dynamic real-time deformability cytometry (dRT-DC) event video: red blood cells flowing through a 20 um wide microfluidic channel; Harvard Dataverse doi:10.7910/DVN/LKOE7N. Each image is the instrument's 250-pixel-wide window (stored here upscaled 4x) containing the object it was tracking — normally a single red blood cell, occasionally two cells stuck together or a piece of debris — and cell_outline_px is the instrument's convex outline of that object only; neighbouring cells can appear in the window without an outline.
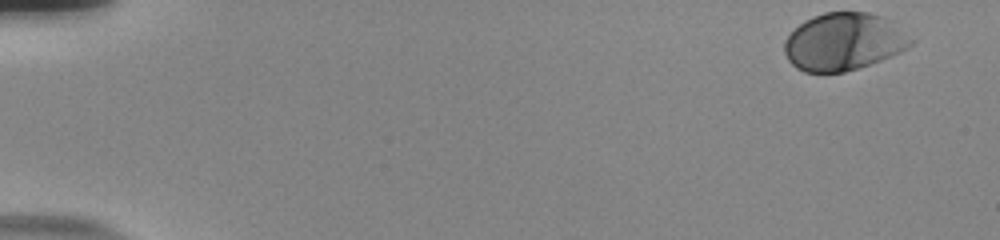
{"species": "human", "species_latin": "Homo sapiens", "temperature_condition": "room temperature", "stored_images_in_passage": 54, "camera_frame_rate_fps": 3000, "um_per_image_px": 0.085, "donor": {"sex": "male"}, "frame": {"image": 1, "passage_image": 1, "time_ms": 0.0, "image_size_px": [1000, 240], "cell_outline_px": [[916, 40], [912, 44], [900, 52], [880, 60], [844, 72], [804, 72], [796, 68], [788, 60], [784, 52], [784, 40], [804, 20], [812, 16], [824, 12], [868, 12], [884, 16]], "centroid_in_image_um": [71.71, 3.53], "position_along_channel_um": 13.3, "area_um2": 42.31}}
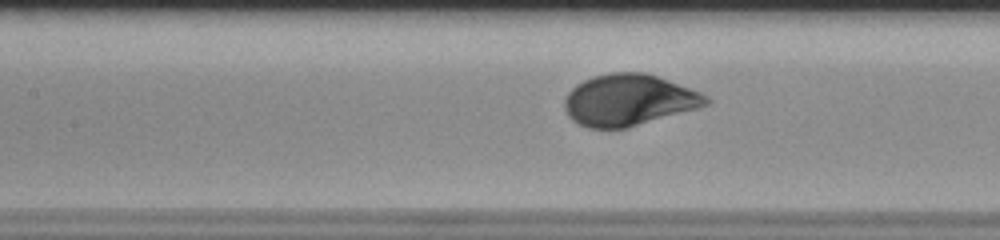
{"frame": {"image": 2, "passage_image": 25, "time_ms": 8.0, "image_size_px": [1000, 240], "cell_outline_px": [[712, 100], [708, 104], [696, 108], [628, 128], [588, 128], [572, 120], [568, 116], [564, 108], [564, 100], [568, 92], [576, 84], [592, 76], [608, 72], [644, 72], [668, 80], [700, 92], [708, 96]], "centroid_in_image_um": [53.41, 8.5], "position_along_channel_um": 154.0, "area_um2": 42.37}}
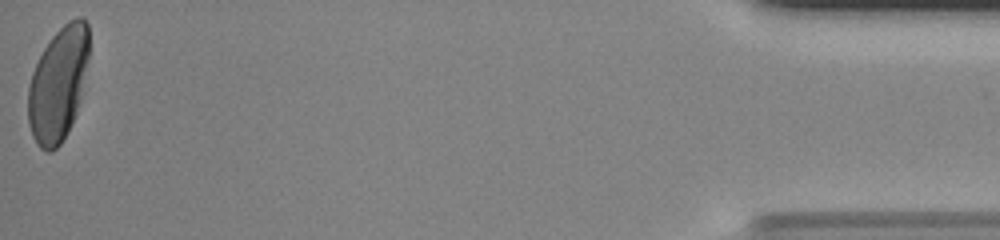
{"frame": {"image": 3, "passage_image": 54, "time_ms": 17.667, "image_size_px": [1000, 240], "cell_outline_px": [[88, 56], [80, 100], [76, 112], [60, 144], [52, 152], [48, 152], [40, 148], [36, 144], [32, 136], [28, 124], [28, 88], [32, 72], [44, 48], [52, 36], [68, 20], [76, 16], [80, 16], [88, 24]], "centroid_in_image_um": [4.92, 7.14], "position_along_channel_um": 430.3, "area_um2": 40.17}, "authors_computed_cell_mechanics": {"area_um2": 42.0784, "velocity_mm_per_s": 3.7199, "shape_relaxation_time_tau1_ms": 2.0385, "shape_relaxation_time_tau2_ms": null, "deformation_change_tau1": 0.1365, "deformation_change_tau2": null}}